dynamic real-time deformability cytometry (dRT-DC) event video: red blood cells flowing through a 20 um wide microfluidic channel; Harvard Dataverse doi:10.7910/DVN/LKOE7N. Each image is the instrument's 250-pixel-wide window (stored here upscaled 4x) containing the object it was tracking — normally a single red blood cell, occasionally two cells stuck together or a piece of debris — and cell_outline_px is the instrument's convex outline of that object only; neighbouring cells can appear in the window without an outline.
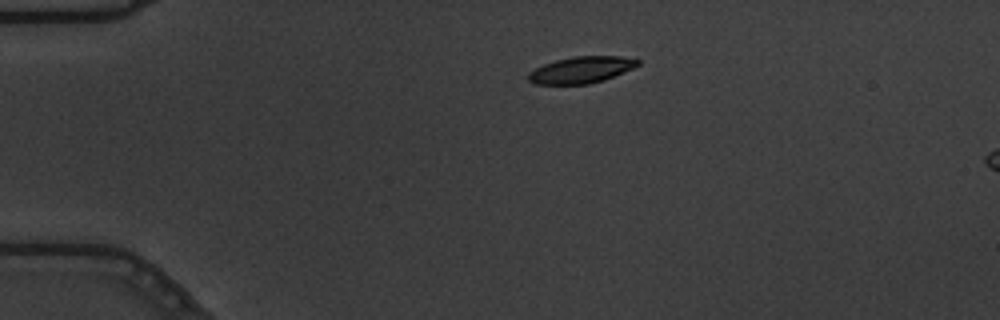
{"species": "common noctule bat (a hibernating species)", "species_latin": "Nyctalus noctula", "temperature_condition": "warm", "stored_images_in_passage": 13, "camera_frame_rate_fps": 3000, "um_per_image_px": 0.085, "animal": {"sex": "male", "body_mass_g": 19.5, "forearm_length_mm": 54.6}, "frame": {"image": 1, "passage_image": 8, "time_ms": 2.333, "image_size_px": [1000, 320], "cell_outline_px": [[640, 64], [632, 68], [604, 80], [588, 84], [536, 84], [528, 80], [528, 72], [544, 64], [556, 60], [572, 56], [620, 56], [640, 60]], "centroid_in_image_um": [49.39, 5.93], "position_along_channel_um": 35.6, "area_um2": 16.82}}